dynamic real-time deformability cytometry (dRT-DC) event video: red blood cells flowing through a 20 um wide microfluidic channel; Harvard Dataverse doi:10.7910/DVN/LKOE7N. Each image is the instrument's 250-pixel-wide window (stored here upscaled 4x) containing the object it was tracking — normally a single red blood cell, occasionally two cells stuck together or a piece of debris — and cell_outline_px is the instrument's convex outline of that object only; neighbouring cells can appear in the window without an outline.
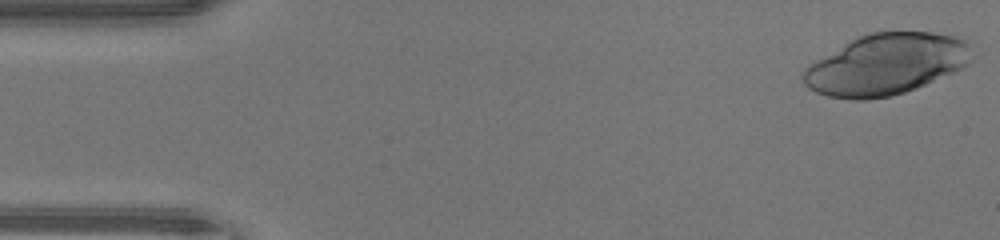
{"species": "human", "species_latin": "Homo sapiens", "temperature_condition": "warm", "stored_images_in_passage": 46, "camera_frame_rate_fps": 3000, "um_per_image_px": 0.085, "donor": {"sex": "male"}, "frame": {"image": 1, "passage_image": 1, "time_ms": 0.0, "image_size_px": [1000, 240], "cell_outline_px": [[980, 56], [968, 64], [952, 72], [916, 88], [892, 96], [864, 100], [852, 100], [828, 96], [816, 92], [808, 88], [804, 84], [800, 76], [804, 68], [808, 64], [852, 40], [868, 32], [932, 32], [956, 36], [968, 40]], "centroid_in_image_um": [75.38, 5.46], "position_along_channel_um": 9.6, "area_um2": 60.63}}